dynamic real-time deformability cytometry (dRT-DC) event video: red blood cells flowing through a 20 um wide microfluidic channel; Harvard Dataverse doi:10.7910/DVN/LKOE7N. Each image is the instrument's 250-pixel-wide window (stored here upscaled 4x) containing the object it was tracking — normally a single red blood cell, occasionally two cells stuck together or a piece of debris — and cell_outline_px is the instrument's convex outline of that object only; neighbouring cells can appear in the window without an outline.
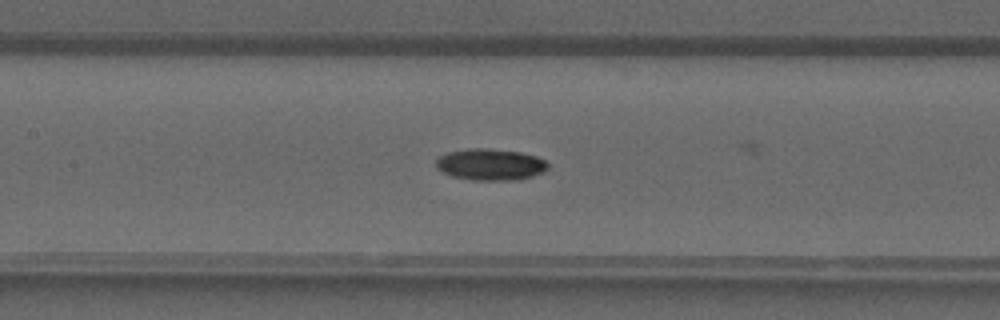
{"species": "common noctule bat (a hibernating species)", "species_latin": "Nyctalus noctula", "temperature_condition": "warm", "stored_images_in_passage": 28, "camera_frame_rate_fps": 3000, "um_per_image_px": 0.085, "animal": {"sex": "male", "forearm_length_mm": 52.5}, "frame": {"image": 1, "passage_image": 9, "time_ms": 2.667, "image_size_px": [1000, 320], "cell_outline_px": [[548, 168], [544, 172], [532, 176], [512, 180], [476, 180], [452, 176], [436, 168], [436, 160], [440, 156], [448, 152], [468, 148], [488, 148], [520, 152], [536, 156], [544, 160], [548, 164]], "centroid_in_image_um": [41.68, 13.97], "position_along_channel_um": 165.7, "area_um2": 20.46}}
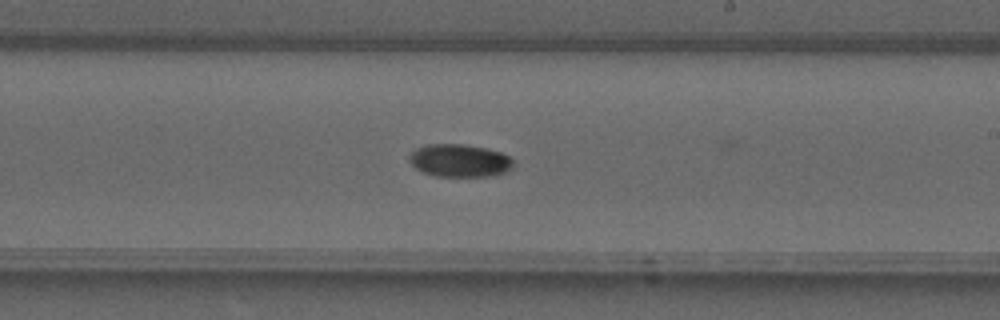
{"frame": {"image": 2, "passage_image": 14, "time_ms": 4.333, "image_size_px": [1000, 320], "cell_outline_px": [[512, 168], [504, 172], [488, 176], [436, 176], [424, 172], [416, 168], [408, 160], [408, 156], [416, 148], [428, 144], [464, 144], [488, 148], [500, 152], [508, 156], [512, 160]], "centroid_in_image_um": [39.04, 13.63], "position_along_channel_um": 250.0, "area_um2": 19.77}}
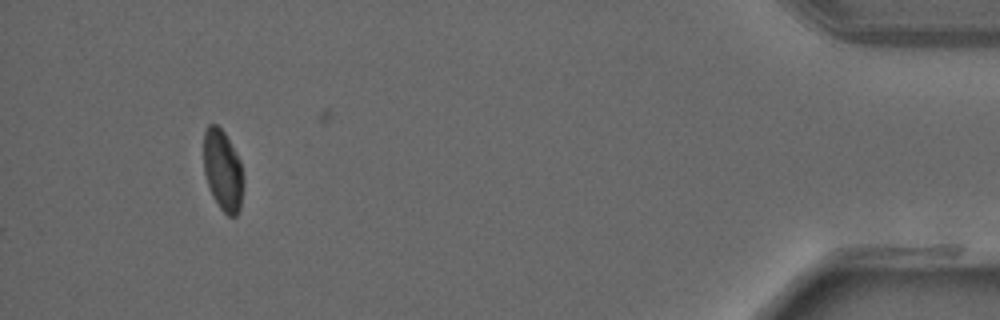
{"frame": {"image": 3, "passage_image": 28, "time_ms": 9.0, "image_size_px": [1000, 320], "cell_outline_px": [[244, 184], [240, 208], [236, 216], [228, 216], [220, 208], [212, 196], [204, 172], [204, 132], [208, 124], [216, 124], [224, 132], [240, 160], [244, 180]], "centroid_in_image_um": [18.95, 14.49], "position_along_channel_um": 416.3, "area_um2": 18.79}}